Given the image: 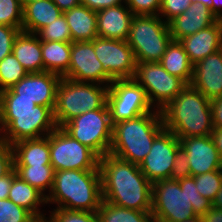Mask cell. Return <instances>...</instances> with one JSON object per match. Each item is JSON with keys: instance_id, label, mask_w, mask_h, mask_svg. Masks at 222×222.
<instances>
[{"instance_id": "cell-36", "label": "cell", "mask_w": 222, "mask_h": 222, "mask_svg": "<svg viewBox=\"0 0 222 222\" xmlns=\"http://www.w3.org/2000/svg\"><path fill=\"white\" fill-rule=\"evenodd\" d=\"M0 222H39L25 208L16 205L10 199L0 200Z\"/></svg>"}, {"instance_id": "cell-50", "label": "cell", "mask_w": 222, "mask_h": 222, "mask_svg": "<svg viewBox=\"0 0 222 222\" xmlns=\"http://www.w3.org/2000/svg\"><path fill=\"white\" fill-rule=\"evenodd\" d=\"M212 206L218 209H222V185L220 190L218 191L215 199L212 202Z\"/></svg>"}, {"instance_id": "cell-7", "label": "cell", "mask_w": 222, "mask_h": 222, "mask_svg": "<svg viewBox=\"0 0 222 222\" xmlns=\"http://www.w3.org/2000/svg\"><path fill=\"white\" fill-rule=\"evenodd\" d=\"M171 41L168 23L159 15H134L127 43L137 63L159 62Z\"/></svg>"}, {"instance_id": "cell-31", "label": "cell", "mask_w": 222, "mask_h": 222, "mask_svg": "<svg viewBox=\"0 0 222 222\" xmlns=\"http://www.w3.org/2000/svg\"><path fill=\"white\" fill-rule=\"evenodd\" d=\"M27 74L13 53L7 55L0 61V92L10 89Z\"/></svg>"}, {"instance_id": "cell-46", "label": "cell", "mask_w": 222, "mask_h": 222, "mask_svg": "<svg viewBox=\"0 0 222 222\" xmlns=\"http://www.w3.org/2000/svg\"><path fill=\"white\" fill-rule=\"evenodd\" d=\"M200 217L202 222H222V209L212 206L209 211Z\"/></svg>"}, {"instance_id": "cell-25", "label": "cell", "mask_w": 222, "mask_h": 222, "mask_svg": "<svg viewBox=\"0 0 222 222\" xmlns=\"http://www.w3.org/2000/svg\"><path fill=\"white\" fill-rule=\"evenodd\" d=\"M62 14L63 12L52 0L32 1L23 6L22 31L36 34Z\"/></svg>"}, {"instance_id": "cell-43", "label": "cell", "mask_w": 222, "mask_h": 222, "mask_svg": "<svg viewBox=\"0 0 222 222\" xmlns=\"http://www.w3.org/2000/svg\"><path fill=\"white\" fill-rule=\"evenodd\" d=\"M125 2L126 0H80V4L94 11H99L115 5H122L125 4Z\"/></svg>"}, {"instance_id": "cell-48", "label": "cell", "mask_w": 222, "mask_h": 222, "mask_svg": "<svg viewBox=\"0 0 222 222\" xmlns=\"http://www.w3.org/2000/svg\"><path fill=\"white\" fill-rule=\"evenodd\" d=\"M62 12L68 11L80 4V0H52Z\"/></svg>"}, {"instance_id": "cell-14", "label": "cell", "mask_w": 222, "mask_h": 222, "mask_svg": "<svg viewBox=\"0 0 222 222\" xmlns=\"http://www.w3.org/2000/svg\"><path fill=\"white\" fill-rule=\"evenodd\" d=\"M179 147L178 137L166 129L155 138L149 154L139 166L152 184L169 179Z\"/></svg>"}, {"instance_id": "cell-29", "label": "cell", "mask_w": 222, "mask_h": 222, "mask_svg": "<svg viewBox=\"0 0 222 222\" xmlns=\"http://www.w3.org/2000/svg\"><path fill=\"white\" fill-rule=\"evenodd\" d=\"M13 168L16 172V175L21 180L25 181L32 187H35L45 197L50 193L53 186L55 173L52 165L13 166Z\"/></svg>"}, {"instance_id": "cell-18", "label": "cell", "mask_w": 222, "mask_h": 222, "mask_svg": "<svg viewBox=\"0 0 222 222\" xmlns=\"http://www.w3.org/2000/svg\"><path fill=\"white\" fill-rule=\"evenodd\" d=\"M190 85L210 100L222 96L221 49L194 64Z\"/></svg>"}, {"instance_id": "cell-51", "label": "cell", "mask_w": 222, "mask_h": 222, "mask_svg": "<svg viewBox=\"0 0 222 222\" xmlns=\"http://www.w3.org/2000/svg\"><path fill=\"white\" fill-rule=\"evenodd\" d=\"M5 139V129L3 127L2 119H1V111H0V146L6 145Z\"/></svg>"}, {"instance_id": "cell-42", "label": "cell", "mask_w": 222, "mask_h": 222, "mask_svg": "<svg viewBox=\"0 0 222 222\" xmlns=\"http://www.w3.org/2000/svg\"><path fill=\"white\" fill-rule=\"evenodd\" d=\"M13 168V149L8 143L0 146V177Z\"/></svg>"}, {"instance_id": "cell-38", "label": "cell", "mask_w": 222, "mask_h": 222, "mask_svg": "<svg viewBox=\"0 0 222 222\" xmlns=\"http://www.w3.org/2000/svg\"><path fill=\"white\" fill-rule=\"evenodd\" d=\"M192 4L191 0H161L159 16L165 22H169L174 17L184 13Z\"/></svg>"}, {"instance_id": "cell-16", "label": "cell", "mask_w": 222, "mask_h": 222, "mask_svg": "<svg viewBox=\"0 0 222 222\" xmlns=\"http://www.w3.org/2000/svg\"><path fill=\"white\" fill-rule=\"evenodd\" d=\"M61 79V76L46 71L28 73L11 89L17 94V99H29L36 105L50 107L54 111Z\"/></svg>"}, {"instance_id": "cell-47", "label": "cell", "mask_w": 222, "mask_h": 222, "mask_svg": "<svg viewBox=\"0 0 222 222\" xmlns=\"http://www.w3.org/2000/svg\"><path fill=\"white\" fill-rule=\"evenodd\" d=\"M210 137L218 150L219 156L222 160V129L219 128H213Z\"/></svg>"}, {"instance_id": "cell-37", "label": "cell", "mask_w": 222, "mask_h": 222, "mask_svg": "<svg viewBox=\"0 0 222 222\" xmlns=\"http://www.w3.org/2000/svg\"><path fill=\"white\" fill-rule=\"evenodd\" d=\"M45 222H99L96 212L53 208Z\"/></svg>"}, {"instance_id": "cell-8", "label": "cell", "mask_w": 222, "mask_h": 222, "mask_svg": "<svg viewBox=\"0 0 222 222\" xmlns=\"http://www.w3.org/2000/svg\"><path fill=\"white\" fill-rule=\"evenodd\" d=\"M62 128L99 158L109 153L113 125L107 104L71 119Z\"/></svg>"}, {"instance_id": "cell-41", "label": "cell", "mask_w": 222, "mask_h": 222, "mask_svg": "<svg viewBox=\"0 0 222 222\" xmlns=\"http://www.w3.org/2000/svg\"><path fill=\"white\" fill-rule=\"evenodd\" d=\"M191 176L190 165L186 152L180 146L177 150L174 165L169 179L180 180Z\"/></svg>"}, {"instance_id": "cell-49", "label": "cell", "mask_w": 222, "mask_h": 222, "mask_svg": "<svg viewBox=\"0 0 222 222\" xmlns=\"http://www.w3.org/2000/svg\"><path fill=\"white\" fill-rule=\"evenodd\" d=\"M212 13L217 17V19L222 20V0H213Z\"/></svg>"}, {"instance_id": "cell-12", "label": "cell", "mask_w": 222, "mask_h": 222, "mask_svg": "<svg viewBox=\"0 0 222 222\" xmlns=\"http://www.w3.org/2000/svg\"><path fill=\"white\" fill-rule=\"evenodd\" d=\"M1 119L9 145L24 139L46 137L57 128L54 111L40 105L39 112L1 113Z\"/></svg>"}, {"instance_id": "cell-19", "label": "cell", "mask_w": 222, "mask_h": 222, "mask_svg": "<svg viewBox=\"0 0 222 222\" xmlns=\"http://www.w3.org/2000/svg\"><path fill=\"white\" fill-rule=\"evenodd\" d=\"M98 37L127 41L134 14L126 4L96 11Z\"/></svg>"}, {"instance_id": "cell-30", "label": "cell", "mask_w": 222, "mask_h": 222, "mask_svg": "<svg viewBox=\"0 0 222 222\" xmlns=\"http://www.w3.org/2000/svg\"><path fill=\"white\" fill-rule=\"evenodd\" d=\"M99 222H154L151 211H137L102 200L97 210Z\"/></svg>"}, {"instance_id": "cell-10", "label": "cell", "mask_w": 222, "mask_h": 222, "mask_svg": "<svg viewBox=\"0 0 222 222\" xmlns=\"http://www.w3.org/2000/svg\"><path fill=\"white\" fill-rule=\"evenodd\" d=\"M107 106L112 125L154 110L145 89L134 78L111 82L107 93Z\"/></svg>"}, {"instance_id": "cell-2", "label": "cell", "mask_w": 222, "mask_h": 222, "mask_svg": "<svg viewBox=\"0 0 222 222\" xmlns=\"http://www.w3.org/2000/svg\"><path fill=\"white\" fill-rule=\"evenodd\" d=\"M211 207L212 202L198 192L194 176L163 179L152 184L154 222H182L205 214Z\"/></svg>"}, {"instance_id": "cell-24", "label": "cell", "mask_w": 222, "mask_h": 222, "mask_svg": "<svg viewBox=\"0 0 222 222\" xmlns=\"http://www.w3.org/2000/svg\"><path fill=\"white\" fill-rule=\"evenodd\" d=\"M63 14L70 28L72 42L92 41L98 37L96 11L79 4Z\"/></svg>"}, {"instance_id": "cell-34", "label": "cell", "mask_w": 222, "mask_h": 222, "mask_svg": "<svg viewBox=\"0 0 222 222\" xmlns=\"http://www.w3.org/2000/svg\"><path fill=\"white\" fill-rule=\"evenodd\" d=\"M198 192L211 202L222 185V169L194 176Z\"/></svg>"}, {"instance_id": "cell-26", "label": "cell", "mask_w": 222, "mask_h": 222, "mask_svg": "<svg viewBox=\"0 0 222 222\" xmlns=\"http://www.w3.org/2000/svg\"><path fill=\"white\" fill-rule=\"evenodd\" d=\"M13 203L25 208L29 211L39 222L46 221V215L41 210V205L45 206L46 197L38 191L35 187H32L25 181L16 176L11 184L9 190V196Z\"/></svg>"}, {"instance_id": "cell-52", "label": "cell", "mask_w": 222, "mask_h": 222, "mask_svg": "<svg viewBox=\"0 0 222 222\" xmlns=\"http://www.w3.org/2000/svg\"><path fill=\"white\" fill-rule=\"evenodd\" d=\"M192 4L202 3L212 12V2L213 0H191Z\"/></svg>"}, {"instance_id": "cell-32", "label": "cell", "mask_w": 222, "mask_h": 222, "mask_svg": "<svg viewBox=\"0 0 222 222\" xmlns=\"http://www.w3.org/2000/svg\"><path fill=\"white\" fill-rule=\"evenodd\" d=\"M1 113L39 112V105L29 99H17V94L10 88L0 92Z\"/></svg>"}, {"instance_id": "cell-28", "label": "cell", "mask_w": 222, "mask_h": 222, "mask_svg": "<svg viewBox=\"0 0 222 222\" xmlns=\"http://www.w3.org/2000/svg\"><path fill=\"white\" fill-rule=\"evenodd\" d=\"M44 72L63 77L70 65L71 42L41 41Z\"/></svg>"}, {"instance_id": "cell-40", "label": "cell", "mask_w": 222, "mask_h": 222, "mask_svg": "<svg viewBox=\"0 0 222 222\" xmlns=\"http://www.w3.org/2000/svg\"><path fill=\"white\" fill-rule=\"evenodd\" d=\"M21 31L19 28L0 25V61L12 53L14 41Z\"/></svg>"}, {"instance_id": "cell-54", "label": "cell", "mask_w": 222, "mask_h": 222, "mask_svg": "<svg viewBox=\"0 0 222 222\" xmlns=\"http://www.w3.org/2000/svg\"><path fill=\"white\" fill-rule=\"evenodd\" d=\"M32 1H37V0H20V3H21L22 6H25L26 4H28Z\"/></svg>"}, {"instance_id": "cell-17", "label": "cell", "mask_w": 222, "mask_h": 222, "mask_svg": "<svg viewBox=\"0 0 222 222\" xmlns=\"http://www.w3.org/2000/svg\"><path fill=\"white\" fill-rule=\"evenodd\" d=\"M178 139L187 154L191 176L222 169V160L210 135Z\"/></svg>"}, {"instance_id": "cell-35", "label": "cell", "mask_w": 222, "mask_h": 222, "mask_svg": "<svg viewBox=\"0 0 222 222\" xmlns=\"http://www.w3.org/2000/svg\"><path fill=\"white\" fill-rule=\"evenodd\" d=\"M23 6L20 0H0V25L22 30Z\"/></svg>"}, {"instance_id": "cell-3", "label": "cell", "mask_w": 222, "mask_h": 222, "mask_svg": "<svg viewBox=\"0 0 222 222\" xmlns=\"http://www.w3.org/2000/svg\"><path fill=\"white\" fill-rule=\"evenodd\" d=\"M166 130L178 138L209 136L214 128L211 100L187 85L161 110Z\"/></svg>"}, {"instance_id": "cell-6", "label": "cell", "mask_w": 222, "mask_h": 222, "mask_svg": "<svg viewBox=\"0 0 222 222\" xmlns=\"http://www.w3.org/2000/svg\"><path fill=\"white\" fill-rule=\"evenodd\" d=\"M109 86L98 83L75 82L62 77L56 95L54 118L57 127L71 119L107 104Z\"/></svg>"}, {"instance_id": "cell-9", "label": "cell", "mask_w": 222, "mask_h": 222, "mask_svg": "<svg viewBox=\"0 0 222 222\" xmlns=\"http://www.w3.org/2000/svg\"><path fill=\"white\" fill-rule=\"evenodd\" d=\"M50 161L56 171L99 170V157L62 127L49 133Z\"/></svg>"}, {"instance_id": "cell-11", "label": "cell", "mask_w": 222, "mask_h": 222, "mask_svg": "<svg viewBox=\"0 0 222 222\" xmlns=\"http://www.w3.org/2000/svg\"><path fill=\"white\" fill-rule=\"evenodd\" d=\"M134 79L145 89L149 103L162 110L187 84L168 73L159 62L137 63Z\"/></svg>"}, {"instance_id": "cell-23", "label": "cell", "mask_w": 222, "mask_h": 222, "mask_svg": "<svg viewBox=\"0 0 222 222\" xmlns=\"http://www.w3.org/2000/svg\"><path fill=\"white\" fill-rule=\"evenodd\" d=\"M12 53L28 73L44 72L41 40L36 34L21 31L14 41Z\"/></svg>"}, {"instance_id": "cell-27", "label": "cell", "mask_w": 222, "mask_h": 222, "mask_svg": "<svg viewBox=\"0 0 222 222\" xmlns=\"http://www.w3.org/2000/svg\"><path fill=\"white\" fill-rule=\"evenodd\" d=\"M159 63L168 73L179 77L187 85H190L193 78L194 65L179 41L172 40L167 45Z\"/></svg>"}, {"instance_id": "cell-20", "label": "cell", "mask_w": 222, "mask_h": 222, "mask_svg": "<svg viewBox=\"0 0 222 222\" xmlns=\"http://www.w3.org/2000/svg\"><path fill=\"white\" fill-rule=\"evenodd\" d=\"M217 20V17L204 4H191L184 13L168 22L171 38L180 41L214 24Z\"/></svg>"}, {"instance_id": "cell-1", "label": "cell", "mask_w": 222, "mask_h": 222, "mask_svg": "<svg viewBox=\"0 0 222 222\" xmlns=\"http://www.w3.org/2000/svg\"><path fill=\"white\" fill-rule=\"evenodd\" d=\"M99 170L104 201L132 210L151 211L152 183L138 165L107 153L99 158Z\"/></svg>"}, {"instance_id": "cell-22", "label": "cell", "mask_w": 222, "mask_h": 222, "mask_svg": "<svg viewBox=\"0 0 222 222\" xmlns=\"http://www.w3.org/2000/svg\"><path fill=\"white\" fill-rule=\"evenodd\" d=\"M13 166L51 165L49 134L39 139H24L11 145Z\"/></svg>"}, {"instance_id": "cell-44", "label": "cell", "mask_w": 222, "mask_h": 222, "mask_svg": "<svg viewBox=\"0 0 222 222\" xmlns=\"http://www.w3.org/2000/svg\"><path fill=\"white\" fill-rule=\"evenodd\" d=\"M213 125L222 129V96L211 99Z\"/></svg>"}, {"instance_id": "cell-53", "label": "cell", "mask_w": 222, "mask_h": 222, "mask_svg": "<svg viewBox=\"0 0 222 222\" xmlns=\"http://www.w3.org/2000/svg\"><path fill=\"white\" fill-rule=\"evenodd\" d=\"M182 222H202L201 217L199 215H195L191 218H188Z\"/></svg>"}, {"instance_id": "cell-13", "label": "cell", "mask_w": 222, "mask_h": 222, "mask_svg": "<svg viewBox=\"0 0 222 222\" xmlns=\"http://www.w3.org/2000/svg\"><path fill=\"white\" fill-rule=\"evenodd\" d=\"M94 52L102 63L103 71L112 80L133 79L137 62L127 41L96 37Z\"/></svg>"}, {"instance_id": "cell-4", "label": "cell", "mask_w": 222, "mask_h": 222, "mask_svg": "<svg viewBox=\"0 0 222 222\" xmlns=\"http://www.w3.org/2000/svg\"><path fill=\"white\" fill-rule=\"evenodd\" d=\"M100 170H61L54 173L46 205L67 210L97 212L102 203Z\"/></svg>"}, {"instance_id": "cell-39", "label": "cell", "mask_w": 222, "mask_h": 222, "mask_svg": "<svg viewBox=\"0 0 222 222\" xmlns=\"http://www.w3.org/2000/svg\"><path fill=\"white\" fill-rule=\"evenodd\" d=\"M125 4L134 15H159L161 0H126Z\"/></svg>"}, {"instance_id": "cell-15", "label": "cell", "mask_w": 222, "mask_h": 222, "mask_svg": "<svg viewBox=\"0 0 222 222\" xmlns=\"http://www.w3.org/2000/svg\"><path fill=\"white\" fill-rule=\"evenodd\" d=\"M64 78L75 82L98 83L109 86L113 81L104 71L94 52L93 40L71 42L70 65Z\"/></svg>"}, {"instance_id": "cell-45", "label": "cell", "mask_w": 222, "mask_h": 222, "mask_svg": "<svg viewBox=\"0 0 222 222\" xmlns=\"http://www.w3.org/2000/svg\"><path fill=\"white\" fill-rule=\"evenodd\" d=\"M16 176V172L12 168L6 175L0 177V200L8 199L12 181Z\"/></svg>"}, {"instance_id": "cell-5", "label": "cell", "mask_w": 222, "mask_h": 222, "mask_svg": "<svg viewBox=\"0 0 222 222\" xmlns=\"http://www.w3.org/2000/svg\"><path fill=\"white\" fill-rule=\"evenodd\" d=\"M164 129L161 111L157 109L134 119L119 121L113 124L109 153L140 166L155 138Z\"/></svg>"}, {"instance_id": "cell-33", "label": "cell", "mask_w": 222, "mask_h": 222, "mask_svg": "<svg viewBox=\"0 0 222 222\" xmlns=\"http://www.w3.org/2000/svg\"><path fill=\"white\" fill-rule=\"evenodd\" d=\"M36 35L41 41L72 42L70 28L64 14L40 29Z\"/></svg>"}, {"instance_id": "cell-21", "label": "cell", "mask_w": 222, "mask_h": 222, "mask_svg": "<svg viewBox=\"0 0 222 222\" xmlns=\"http://www.w3.org/2000/svg\"><path fill=\"white\" fill-rule=\"evenodd\" d=\"M179 42L183 45L185 52L194 65L221 49L222 20L218 19L214 24L182 38Z\"/></svg>"}]
</instances>
